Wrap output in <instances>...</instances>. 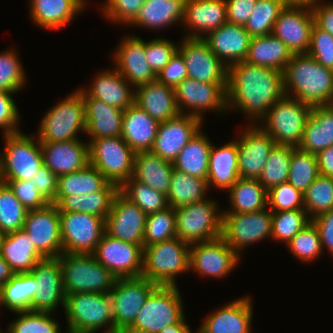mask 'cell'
Listing matches in <instances>:
<instances>
[{
    "mask_svg": "<svg viewBox=\"0 0 333 333\" xmlns=\"http://www.w3.org/2000/svg\"><path fill=\"white\" fill-rule=\"evenodd\" d=\"M227 110L240 109L251 125L285 95L283 72L241 61L228 68ZM232 108V109H231Z\"/></svg>",
    "mask_w": 333,
    "mask_h": 333,
    "instance_id": "6da1fadb",
    "label": "cell"
},
{
    "mask_svg": "<svg viewBox=\"0 0 333 333\" xmlns=\"http://www.w3.org/2000/svg\"><path fill=\"white\" fill-rule=\"evenodd\" d=\"M285 95L312 106L332 105L333 70L307 53L294 54L283 71Z\"/></svg>",
    "mask_w": 333,
    "mask_h": 333,
    "instance_id": "7a4b0ae2",
    "label": "cell"
},
{
    "mask_svg": "<svg viewBox=\"0 0 333 333\" xmlns=\"http://www.w3.org/2000/svg\"><path fill=\"white\" fill-rule=\"evenodd\" d=\"M67 328L81 333H118L109 293L80 292L66 295L63 309Z\"/></svg>",
    "mask_w": 333,
    "mask_h": 333,
    "instance_id": "3957f363",
    "label": "cell"
},
{
    "mask_svg": "<svg viewBox=\"0 0 333 333\" xmlns=\"http://www.w3.org/2000/svg\"><path fill=\"white\" fill-rule=\"evenodd\" d=\"M189 249L178 237L144 247L141 276L158 286H177V275L190 272Z\"/></svg>",
    "mask_w": 333,
    "mask_h": 333,
    "instance_id": "277c9868",
    "label": "cell"
},
{
    "mask_svg": "<svg viewBox=\"0 0 333 333\" xmlns=\"http://www.w3.org/2000/svg\"><path fill=\"white\" fill-rule=\"evenodd\" d=\"M66 295L109 293L116 277L93 254L62 253L59 257Z\"/></svg>",
    "mask_w": 333,
    "mask_h": 333,
    "instance_id": "5b68a950",
    "label": "cell"
},
{
    "mask_svg": "<svg viewBox=\"0 0 333 333\" xmlns=\"http://www.w3.org/2000/svg\"><path fill=\"white\" fill-rule=\"evenodd\" d=\"M311 109L309 104L284 95L274 103L257 125L273 138L276 145L297 148L301 144Z\"/></svg>",
    "mask_w": 333,
    "mask_h": 333,
    "instance_id": "8992f818",
    "label": "cell"
},
{
    "mask_svg": "<svg viewBox=\"0 0 333 333\" xmlns=\"http://www.w3.org/2000/svg\"><path fill=\"white\" fill-rule=\"evenodd\" d=\"M184 316L183 299L178 286H158L124 333H159L169 325L177 324Z\"/></svg>",
    "mask_w": 333,
    "mask_h": 333,
    "instance_id": "52a82bcc",
    "label": "cell"
},
{
    "mask_svg": "<svg viewBox=\"0 0 333 333\" xmlns=\"http://www.w3.org/2000/svg\"><path fill=\"white\" fill-rule=\"evenodd\" d=\"M2 139L5 147L0 152V180H31L44 164L37 136L19 131L4 134Z\"/></svg>",
    "mask_w": 333,
    "mask_h": 333,
    "instance_id": "ba28073f",
    "label": "cell"
},
{
    "mask_svg": "<svg viewBox=\"0 0 333 333\" xmlns=\"http://www.w3.org/2000/svg\"><path fill=\"white\" fill-rule=\"evenodd\" d=\"M223 211L206 198L175 209L176 236L189 245L221 237Z\"/></svg>",
    "mask_w": 333,
    "mask_h": 333,
    "instance_id": "9c48e42d",
    "label": "cell"
},
{
    "mask_svg": "<svg viewBox=\"0 0 333 333\" xmlns=\"http://www.w3.org/2000/svg\"><path fill=\"white\" fill-rule=\"evenodd\" d=\"M37 138L40 142H66L85 134L86 122L82 95L75 90L44 114Z\"/></svg>",
    "mask_w": 333,
    "mask_h": 333,
    "instance_id": "30bf717a",
    "label": "cell"
},
{
    "mask_svg": "<svg viewBox=\"0 0 333 333\" xmlns=\"http://www.w3.org/2000/svg\"><path fill=\"white\" fill-rule=\"evenodd\" d=\"M89 164L111 183L120 187L133 176L135 152L121 136L91 139Z\"/></svg>",
    "mask_w": 333,
    "mask_h": 333,
    "instance_id": "8fae6325",
    "label": "cell"
},
{
    "mask_svg": "<svg viewBox=\"0 0 333 333\" xmlns=\"http://www.w3.org/2000/svg\"><path fill=\"white\" fill-rule=\"evenodd\" d=\"M271 235L272 211L268 207L251 213H223L221 238L239 256L251 243Z\"/></svg>",
    "mask_w": 333,
    "mask_h": 333,
    "instance_id": "7c38bea8",
    "label": "cell"
},
{
    "mask_svg": "<svg viewBox=\"0 0 333 333\" xmlns=\"http://www.w3.org/2000/svg\"><path fill=\"white\" fill-rule=\"evenodd\" d=\"M158 287L145 277L118 278L110 290L114 329L124 333L135 321L148 296Z\"/></svg>",
    "mask_w": 333,
    "mask_h": 333,
    "instance_id": "4fadbf2b",
    "label": "cell"
},
{
    "mask_svg": "<svg viewBox=\"0 0 333 333\" xmlns=\"http://www.w3.org/2000/svg\"><path fill=\"white\" fill-rule=\"evenodd\" d=\"M62 253L93 254L105 233L102 217L82 212H59Z\"/></svg>",
    "mask_w": 333,
    "mask_h": 333,
    "instance_id": "5bb4252c",
    "label": "cell"
},
{
    "mask_svg": "<svg viewBox=\"0 0 333 333\" xmlns=\"http://www.w3.org/2000/svg\"><path fill=\"white\" fill-rule=\"evenodd\" d=\"M227 86L228 84L200 82L187 77L174 88L180 114L196 116L202 121L204 112L208 110L224 115L227 113Z\"/></svg>",
    "mask_w": 333,
    "mask_h": 333,
    "instance_id": "9a60e30c",
    "label": "cell"
},
{
    "mask_svg": "<svg viewBox=\"0 0 333 333\" xmlns=\"http://www.w3.org/2000/svg\"><path fill=\"white\" fill-rule=\"evenodd\" d=\"M177 51L182 55L188 78L212 84H228V67L202 38H181Z\"/></svg>",
    "mask_w": 333,
    "mask_h": 333,
    "instance_id": "2e32d148",
    "label": "cell"
},
{
    "mask_svg": "<svg viewBox=\"0 0 333 333\" xmlns=\"http://www.w3.org/2000/svg\"><path fill=\"white\" fill-rule=\"evenodd\" d=\"M94 257L117 279L142 275L144 248L109 236L104 233Z\"/></svg>",
    "mask_w": 333,
    "mask_h": 333,
    "instance_id": "e0dca14e",
    "label": "cell"
},
{
    "mask_svg": "<svg viewBox=\"0 0 333 333\" xmlns=\"http://www.w3.org/2000/svg\"><path fill=\"white\" fill-rule=\"evenodd\" d=\"M240 260L221 237L190 245L189 270L202 277L223 278L232 273Z\"/></svg>",
    "mask_w": 333,
    "mask_h": 333,
    "instance_id": "ac0fdd59",
    "label": "cell"
},
{
    "mask_svg": "<svg viewBox=\"0 0 333 333\" xmlns=\"http://www.w3.org/2000/svg\"><path fill=\"white\" fill-rule=\"evenodd\" d=\"M34 275L35 295L31 311L52 312L58 305L65 306L66 293L58 257H44L31 270Z\"/></svg>",
    "mask_w": 333,
    "mask_h": 333,
    "instance_id": "d6986e66",
    "label": "cell"
},
{
    "mask_svg": "<svg viewBox=\"0 0 333 333\" xmlns=\"http://www.w3.org/2000/svg\"><path fill=\"white\" fill-rule=\"evenodd\" d=\"M23 230L43 257H59L62 254L60 215L56 204L29 210Z\"/></svg>",
    "mask_w": 333,
    "mask_h": 333,
    "instance_id": "ffe728a7",
    "label": "cell"
},
{
    "mask_svg": "<svg viewBox=\"0 0 333 333\" xmlns=\"http://www.w3.org/2000/svg\"><path fill=\"white\" fill-rule=\"evenodd\" d=\"M146 217L144 211L118 192L105 219V233L143 247Z\"/></svg>",
    "mask_w": 333,
    "mask_h": 333,
    "instance_id": "44dd1931",
    "label": "cell"
},
{
    "mask_svg": "<svg viewBox=\"0 0 333 333\" xmlns=\"http://www.w3.org/2000/svg\"><path fill=\"white\" fill-rule=\"evenodd\" d=\"M275 145L273 138L258 125H247L237 140L239 177L258 180Z\"/></svg>",
    "mask_w": 333,
    "mask_h": 333,
    "instance_id": "7402d4cb",
    "label": "cell"
},
{
    "mask_svg": "<svg viewBox=\"0 0 333 333\" xmlns=\"http://www.w3.org/2000/svg\"><path fill=\"white\" fill-rule=\"evenodd\" d=\"M200 118L187 114L160 122L151 152L169 162H174L179 152L201 130Z\"/></svg>",
    "mask_w": 333,
    "mask_h": 333,
    "instance_id": "603a6c76",
    "label": "cell"
},
{
    "mask_svg": "<svg viewBox=\"0 0 333 333\" xmlns=\"http://www.w3.org/2000/svg\"><path fill=\"white\" fill-rule=\"evenodd\" d=\"M314 24L311 9L285 6L274 23L272 34L279 38L293 54L307 53Z\"/></svg>",
    "mask_w": 333,
    "mask_h": 333,
    "instance_id": "cb8c5ba5",
    "label": "cell"
},
{
    "mask_svg": "<svg viewBox=\"0 0 333 333\" xmlns=\"http://www.w3.org/2000/svg\"><path fill=\"white\" fill-rule=\"evenodd\" d=\"M115 48L112 60L118 72L134 87L156 80L145 57V41L139 36L126 35Z\"/></svg>",
    "mask_w": 333,
    "mask_h": 333,
    "instance_id": "d4e9b609",
    "label": "cell"
},
{
    "mask_svg": "<svg viewBox=\"0 0 333 333\" xmlns=\"http://www.w3.org/2000/svg\"><path fill=\"white\" fill-rule=\"evenodd\" d=\"M250 296L231 301L208 314L200 325L204 333H251L253 305Z\"/></svg>",
    "mask_w": 333,
    "mask_h": 333,
    "instance_id": "484cf974",
    "label": "cell"
},
{
    "mask_svg": "<svg viewBox=\"0 0 333 333\" xmlns=\"http://www.w3.org/2000/svg\"><path fill=\"white\" fill-rule=\"evenodd\" d=\"M202 39L229 68L233 64L245 61L251 36L244 26L226 22L219 28L208 32Z\"/></svg>",
    "mask_w": 333,
    "mask_h": 333,
    "instance_id": "4316f807",
    "label": "cell"
},
{
    "mask_svg": "<svg viewBox=\"0 0 333 333\" xmlns=\"http://www.w3.org/2000/svg\"><path fill=\"white\" fill-rule=\"evenodd\" d=\"M44 164L58 177L79 171L89 164V143L80 139L40 142Z\"/></svg>",
    "mask_w": 333,
    "mask_h": 333,
    "instance_id": "83f0119b",
    "label": "cell"
},
{
    "mask_svg": "<svg viewBox=\"0 0 333 333\" xmlns=\"http://www.w3.org/2000/svg\"><path fill=\"white\" fill-rule=\"evenodd\" d=\"M85 111V135L91 139L121 136L124 110L110 106L103 101L89 97L81 88Z\"/></svg>",
    "mask_w": 333,
    "mask_h": 333,
    "instance_id": "f1b7e54d",
    "label": "cell"
},
{
    "mask_svg": "<svg viewBox=\"0 0 333 333\" xmlns=\"http://www.w3.org/2000/svg\"><path fill=\"white\" fill-rule=\"evenodd\" d=\"M227 22L225 0H186L183 27L185 38H203L204 34Z\"/></svg>",
    "mask_w": 333,
    "mask_h": 333,
    "instance_id": "f546056e",
    "label": "cell"
},
{
    "mask_svg": "<svg viewBox=\"0 0 333 333\" xmlns=\"http://www.w3.org/2000/svg\"><path fill=\"white\" fill-rule=\"evenodd\" d=\"M87 88H81L89 97L99 99L120 110H126L134 103V87L115 67L99 71Z\"/></svg>",
    "mask_w": 333,
    "mask_h": 333,
    "instance_id": "4dcf8cb0",
    "label": "cell"
},
{
    "mask_svg": "<svg viewBox=\"0 0 333 333\" xmlns=\"http://www.w3.org/2000/svg\"><path fill=\"white\" fill-rule=\"evenodd\" d=\"M29 16L33 24L48 30L66 27L85 9L86 0H29Z\"/></svg>",
    "mask_w": 333,
    "mask_h": 333,
    "instance_id": "1f68e13d",
    "label": "cell"
},
{
    "mask_svg": "<svg viewBox=\"0 0 333 333\" xmlns=\"http://www.w3.org/2000/svg\"><path fill=\"white\" fill-rule=\"evenodd\" d=\"M134 103L159 123L180 114L175 89L160 83L157 79L136 87Z\"/></svg>",
    "mask_w": 333,
    "mask_h": 333,
    "instance_id": "d6a6232c",
    "label": "cell"
},
{
    "mask_svg": "<svg viewBox=\"0 0 333 333\" xmlns=\"http://www.w3.org/2000/svg\"><path fill=\"white\" fill-rule=\"evenodd\" d=\"M159 122L133 103L122 119L121 137L136 152L150 151L157 135Z\"/></svg>",
    "mask_w": 333,
    "mask_h": 333,
    "instance_id": "836d02e7",
    "label": "cell"
},
{
    "mask_svg": "<svg viewBox=\"0 0 333 333\" xmlns=\"http://www.w3.org/2000/svg\"><path fill=\"white\" fill-rule=\"evenodd\" d=\"M237 139L220 147L212 144L209 153L207 184L210 190H228L239 178Z\"/></svg>",
    "mask_w": 333,
    "mask_h": 333,
    "instance_id": "e575fe53",
    "label": "cell"
},
{
    "mask_svg": "<svg viewBox=\"0 0 333 333\" xmlns=\"http://www.w3.org/2000/svg\"><path fill=\"white\" fill-rule=\"evenodd\" d=\"M333 145V105L312 106L299 149L312 154Z\"/></svg>",
    "mask_w": 333,
    "mask_h": 333,
    "instance_id": "d590c367",
    "label": "cell"
},
{
    "mask_svg": "<svg viewBox=\"0 0 333 333\" xmlns=\"http://www.w3.org/2000/svg\"><path fill=\"white\" fill-rule=\"evenodd\" d=\"M186 0H145L136 18L129 26L146 29H163L171 24H182Z\"/></svg>",
    "mask_w": 333,
    "mask_h": 333,
    "instance_id": "8d00e7d4",
    "label": "cell"
},
{
    "mask_svg": "<svg viewBox=\"0 0 333 333\" xmlns=\"http://www.w3.org/2000/svg\"><path fill=\"white\" fill-rule=\"evenodd\" d=\"M119 192V187L108 182L100 191L82 195L55 196L53 203L59 212L90 213L104 220L108 215L114 196Z\"/></svg>",
    "mask_w": 333,
    "mask_h": 333,
    "instance_id": "74e56055",
    "label": "cell"
},
{
    "mask_svg": "<svg viewBox=\"0 0 333 333\" xmlns=\"http://www.w3.org/2000/svg\"><path fill=\"white\" fill-rule=\"evenodd\" d=\"M173 169L172 162L151 151H141L135 153L132 177L167 196Z\"/></svg>",
    "mask_w": 333,
    "mask_h": 333,
    "instance_id": "f35d334b",
    "label": "cell"
},
{
    "mask_svg": "<svg viewBox=\"0 0 333 333\" xmlns=\"http://www.w3.org/2000/svg\"><path fill=\"white\" fill-rule=\"evenodd\" d=\"M294 54L274 34L251 37L246 62L284 71Z\"/></svg>",
    "mask_w": 333,
    "mask_h": 333,
    "instance_id": "ab89813d",
    "label": "cell"
},
{
    "mask_svg": "<svg viewBox=\"0 0 333 333\" xmlns=\"http://www.w3.org/2000/svg\"><path fill=\"white\" fill-rule=\"evenodd\" d=\"M0 253L15 273L31 272L44 258L23 229L5 235Z\"/></svg>",
    "mask_w": 333,
    "mask_h": 333,
    "instance_id": "60d3db41",
    "label": "cell"
},
{
    "mask_svg": "<svg viewBox=\"0 0 333 333\" xmlns=\"http://www.w3.org/2000/svg\"><path fill=\"white\" fill-rule=\"evenodd\" d=\"M212 143L202 129L179 152L174 169L207 182L209 153Z\"/></svg>",
    "mask_w": 333,
    "mask_h": 333,
    "instance_id": "b9f144b4",
    "label": "cell"
},
{
    "mask_svg": "<svg viewBox=\"0 0 333 333\" xmlns=\"http://www.w3.org/2000/svg\"><path fill=\"white\" fill-rule=\"evenodd\" d=\"M230 208L223 213H251L268 207L267 190L257 179L238 178L226 191Z\"/></svg>",
    "mask_w": 333,
    "mask_h": 333,
    "instance_id": "7bdbcfd3",
    "label": "cell"
},
{
    "mask_svg": "<svg viewBox=\"0 0 333 333\" xmlns=\"http://www.w3.org/2000/svg\"><path fill=\"white\" fill-rule=\"evenodd\" d=\"M209 192L206 181L173 169L167 202L174 209L202 201Z\"/></svg>",
    "mask_w": 333,
    "mask_h": 333,
    "instance_id": "ee69618b",
    "label": "cell"
},
{
    "mask_svg": "<svg viewBox=\"0 0 333 333\" xmlns=\"http://www.w3.org/2000/svg\"><path fill=\"white\" fill-rule=\"evenodd\" d=\"M35 295L34 275L31 272L15 273L2 285L1 303L11 312L31 311V302Z\"/></svg>",
    "mask_w": 333,
    "mask_h": 333,
    "instance_id": "f6af8a7d",
    "label": "cell"
},
{
    "mask_svg": "<svg viewBox=\"0 0 333 333\" xmlns=\"http://www.w3.org/2000/svg\"><path fill=\"white\" fill-rule=\"evenodd\" d=\"M109 181L94 166L58 177L56 196L82 195L100 191Z\"/></svg>",
    "mask_w": 333,
    "mask_h": 333,
    "instance_id": "bcb514c9",
    "label": "cell"
},
{
    "mask_svg": "<svg viewBox=\"0 0 333 333\" xmlns=\"http://www.w3.org/2000/svg\"><path fill=\"white\" fill-rule=\"evenodd\" d=\"M119 192L129 201L136 204L146 215L169 207L165 194L157 192L133 177H130L119 187Z\"/></svg>",
    "mask_w": 333,
    "mask_h": 333,
    "instance_id": "7dc6e473",
    "label": "cell"
},
{
    "mask_svg": "<svg viewBox=\"0 0 333 333\" xmlns=\"http://www.w3.org/2000/svg\"><path fill=\"white\" fill-rule=\"evenodd\" d=\"M319 175L316 155L293 147L287 182L304 194Z\"/></svg>",
    "mask_w": 333,
    "mask_h": 333,
    "instance_id": "c3c4849f",
    "label": "cell"
},
{
    "mask_svg": "<svg viewBox=\"0 0 333 333\" xmlns=\"http://www.w3.org/2000/svg\"><path fill=\"white\" fill-rule=\"evenodd\" d=\"M292 152L293 147L285 145H275L270 151L258 179L266 190L287 182Z\"/></svg>",
    "mask_w": 333,
    "mask_h": 333,
    "instance_id": "681fc988",
    "label": "cell"
},
{
    "mask_svg": "<svg viewBox=\"0 0 333 333\" xmlns=\"http://www.w3.org/2000/svg\"><path fill=\"white\" fill-rule=\"evenodd\" d=\"M284 7L283 0H257L244 28L251 37L271 34L274 23Z\"/></svg>",
    "mask_w": 333,
    "mask_h": 333,
    "instance_id": "f907efd6",
    "label": "cell"
},
{
    "mask_svg": "<svg viewBox=\"0 0 333 333\" xmlns=\"http://www.w3.org/2000/svg\"><path fill=\"white\" fill-rule=\"evenodd\" d=\"M28 210L7 183L0 181V228L5 234L23 229Z\"/></svg>",
    "mask_w": 333,
    "mask_h": 333,
    "instance_id": "816d5d0a",
    "label": "cell"
},
{
    "mask_svg": "<svg viewBox=\"0 0 333 333\" xmlns=\"http://www.w3.org/2000/svg\"><path fill=\"white\" fill-rule=\"evenodd\" d=\"M304 210L310 219L333 210V178L319 175L304 193Z\"/></svg>",
    "mask_w": 333,
    "mask_h": 333,
    "instance_id": "f5cc1de1",
    "label": "cell"
},
{
    "mask_svg": "<svg viewBox=\"0 0 333 333\" xmlns=\"http://www.w3.org/2000/svg\"><path fill=\"white\" fill-rule=\"evenodd\" d=\"M176 236L175 209L167 207L165 210L147 215L143 235V248L160 243Z\"/></svg>",
    "mask_w": 333,
    "mask_h": 333,
    "instance_id": "db71d44e",
    "label": "cell"
},
{
    "mask_svg": "<svg viewBox=\"0 0 333 333\" xmlns=\"http://www.w3.org/2000/svg\"><path fill=\"white\" fill-rule=\"evenodd\" d=\"M312 220L305 210H288L272 212V235L273 241L286 244Z\"/></svg>",
    "mask_w": 333,
    "mask_h": 333,
    "instance_id": "11a10c76",
    "label": "cell"
},
{
    "mask_svg": "<svg viewBox=\"0 0 333 333\" xmlns=\"http://www.w3.org/2000/svg\"><path fill=\"white\" fill-rule=\"evenodd\" d=\"M18 318L10 322L7 333H59L61 326L52 317V312L24 311L16 312Z\"/></svg>",
    "mask_w": 333,
    "mask_h": 333,
    "instance_id": "9f6ffc18",
    "label": "cell"
},
{
    "mask_svg": "<svg viewBox=\"0 0 333 333\" xmlns=\"http://www.w3.org/2000/svg\"><path fill=\"white\" fill-rule=\"evenodd\" d=\"M14 47L0 52V91L16 93L26 83V72ZM25 73V74H24Z\"/></svg>",
    "mask_w": 333,
    "mask_h": 333,
    "instance_id": "6f0895ef",
    "label": "cell"
},
{
    "mask_svg": "<svg viewBox=\"0 0 333 333\" xmlns=\"http://www.w3.org/2000/svg\"><path fill=\"white\" fill-rule=\"evenodd\" d=\"M295 258L303 262H314L324 252L320 235L313 222L299 231L286 245Z\"/></svg>",
    "mask_w": 333,
    "mask_h": 333,
    "instance_id": "680465c9",
    "label": "cell"
},
{
    "mask_svg": "<svg viewBox=\"0 0 333 333\" xmlns=\"http://www.w3.org/2000/svg\"><path fill=\"white\" fill-rule=\"evenodd\" d=\"M268 208L272 212L304 210V194L285 182L267 190Z\"/></svg>",
    "mask_w": 333,
    "mask_h": 333,
    "instance_id": "91938a15",
    "label": "cell"
},
{
    "mask_svg": "<svg viewBox=\"0 0 333 333\" xmlns=\"http://www.w3.org/2000/svg\"><path fill=\"white\" fill-rule=\"evenodd\" d=\"M145 0H106L101 5L105 19L128 25L136 18Z\"/></svg>",
    "mask_w": 333,
    "mask_h": 333,
    "instance_id": "94428289",
    "label": "cell"
},
{
    "mask_svg": "<svg viewBox=\"0 0 333 333\" xmlns=\"http://www.w3.org/2000/svg\"><path fill=\"white\" fill-rule=\"evenodd\" d=\"M177 49L178 44L167 38L159 37L145 41V57L156 75L166 66Z\"/></svg>",
    "mask_w": 333,
    "mask_h": 333,
    "instance_id": "6125c7cd",
    "label": "cell"
},
{
    "mask_svg": "<svg viewBox=\"0 0 333 333\" xmlns=\"http://www.w3.org/2000/svg\"><path fill=\"white\" fill-rule=\"evenodd\" d=\"M307 54L319 64L333 70V36L314 24Z\"/></svg>",
    "mask_w": 333,
    "mask_h": 333,
    "instance_id": "be15d7a7",
    "label": "cell"
},
{
    "mask_svg": "<svg viewBox=\"0 0 333 333\" xmlns=\"http://www.w3.org/2000/svg\"><path fill=\"white\" fill-rule=\"evenodd\" d=\"M7 183L15 196L29 210H36L47 206L50 202L37 190L30 180H0Z\"/></svg>",
    "mask_w": 333,
    "mask_h": 333,
    "instance_id": "e7e4bbea",
    "label": "cell"
},
{
    "mask_svg": "<svg viewBox=\"0 0 333 333\" xmlns=\"http://www.w3.org/2000/svg\"><path fill=\"white\" fill-rule=\"evenodd\" d=\"M12 95L13 92L0 91V130L3 134L21 131L18 126L21 117Z\"/></svg>",
    "mask_w": 333,
    "mask_h": 333,
    "instance_id": "03108f58",
    "label": "cell"
},
{
    "mask_svg": "<svg viewBox=\"0 0 333 333\" xmlns=\"http://www.w3.org/2000/svg\"><path fill=\"white\" fill-rule=\"evenodd\" d=\"M188 77L182 55L176 53L170 58V61L157 75V80L167 86L175 88L179 83Z\"/></svg>",
    "mask_w": 333,
    "mask_h": 333,
    "instance_id": "003e7915",
    "label": "cell"
},
{
    "mask_svg": "<svg viewBox=\"0 0 333 333\" xmlns=\"http://www.w3.org/2000/svg\"><path fill=\"white\" fill-rule=\"evenodd\" d=\"M50 203L57 194L58 176L43 164L30 180Z\"/></svg>",
    "mask_w": 333,
    "mask_h": 333,
    "instance_id": "a7ac6f4b",
    "label": "cell"
},
{
    "mask_svg": "<svg viewBox=\"0 0 333 333\" xmlns=\"http://www.w3.org/2000/svg\"><path fill=\"white\" fill-rule=\"evenodd\" d=\"M257 0H225L227 22L244 26Z\"/></svg>",
    "mask_w": 333,
    "mask_h": 333,
    "instance_id": "89a4df30",
    "label": "cell"
},
{
    "mask_svg": "<svg viewBox=\"0 0 333 333\" xmlns=\"http://www.w3.org/2000/svg\"><path fill=\"white\" fill-rule=\"evenodd\" d=\"M320 235L322 249L326 248L333 257V210L312 219Z\"/></svg>",
    "mask_w": 333,
    "mask_h": 333,
    "instance_id": "2644e50d",
    "label": "cell"
},
{
    "mask_svg": "<svg viewBox=\"0 0 333 333\" xmlns=\"http://www.w3.org/2000/svg\"><path fill=\"white\" fill-rule=\"evenodd\" d=\"M315 24L333 36V2H320L312 9Z\"/></svg>",
    "mask_w": 333,
    "mask_h": 333,
    "instance_id": "8c879c8a",
    "label": "cell"
},
{
    "mask_svg": "<svg viewBox=\"0 0 333 333\" xmlns=\"http://www.w3.org/2000/svg\"><path fill=\"white\" fill-rule=\"evenodd\" d=\"M319 174L333 178V145L316 154Z\"/></svg>",
    "mask_w": 333,
    "mask_h": 333,
    "instance_id": "753ad0ef",
    "label": "cell"
},
{
    "mask_svg": "<svg viewBox=\"0 0 333 333\" xmlns=\"http://www.w3.org/2000/svg\"><path fill=\"white\" fill-rule=\"evenodd\" d=\"M185 317L186 316H184L177 324L169 325L162 329L159 333H192Z\"/></svg>",
    "mask_w": 333,
    "mask_h": 333,
    "instance_id": "34e18365",
    "label": "cell"
},
{
    "mask_svg": "<svg viewBox=\"0 0 333 333\" xmlns=\"http://www.w3.org/2000/svg\"><path fill=\"white\" fill-rule=\"evenodd\" d=\"M15 275V272L10 268L9 264L4 260L0 253V285H4Z\"/></svg>",
    "mask_w": 333,
    "mask_h": 333,
    "instance_id": "11e5206c",
    "label": "cell"
},
{
    "mask_svg": "<svg viewBox=\"0 0 333 333\" xmlns=\"http://www.w3.org/2000/svg\"><path fill=\"white\" fill-rule=\"evenodd\" d=\"M285 6L313 9L323 0H283Z\"/></svg>",
    "mask_w": 333,
    "mask_h": 333,
    "instance_id": "2a66077c",
    "label": "cell"
},
{
    "mask_svg": "<svg viewBox=\"0 0 333 333\" xmlns=\"http://www.w3.org/2000/svg\"><path fill=\"white\" fill-rule=\"evenodd\" d=\"M5 233L3 232V230L0 228V252H1V247H2V243H3V239L5 237Z\"/></svg>",
    "mask_w": 333,
    "mask_h": 333,
    "instance_id": "b9fcfbb0",
    "label": "cell"
},
{
    "mask_svg": "<svg viewBox=\"0 0 333 333\" xmlns=\"http://www.w3.org/2000/svg\"><path fill=\"white\" fill-rule=\"evenodd\" d=\"M68 329V331L67 332H65V333H81V332H79V331H77V330H73V329H69V328H67ZM59 333H61V332H59ZM64 333V332H63Z\"/></svg>",
    "mask_w": 333,
    "mask_h": 333,
    "instance_id": "09005b40",
    "label": "cell"
},
{
    "mask_svg": "<svg viewBox=\"0 0 333 333\" xmlns=\"http://www.w3.org/2000/svg\"><path fill=\"white\" fill-rule=\"evenodd\" d=\"M196 333H204V332L200 328H198Z\"/></svg>",
    "mask_w": 333,
    "mask_h": 333,
    "instance_id": "979ff035",
    "label": "cell"
},
{
    "mask_svg": "<svg viewBox=\"0 0 333 333\" xmlns=\"http://www.w3.org/2000/svg\"><path fill=\"white\" fill-rule=\"evenodd\" d=\"M1 292H2V286L0 285V303H1Z\"/></svg>",
    "mask_w": 333,
    "mask_h": 333,
    "instance_id": "deb4b68c",
    "label": "cell"
}]
</instances>
